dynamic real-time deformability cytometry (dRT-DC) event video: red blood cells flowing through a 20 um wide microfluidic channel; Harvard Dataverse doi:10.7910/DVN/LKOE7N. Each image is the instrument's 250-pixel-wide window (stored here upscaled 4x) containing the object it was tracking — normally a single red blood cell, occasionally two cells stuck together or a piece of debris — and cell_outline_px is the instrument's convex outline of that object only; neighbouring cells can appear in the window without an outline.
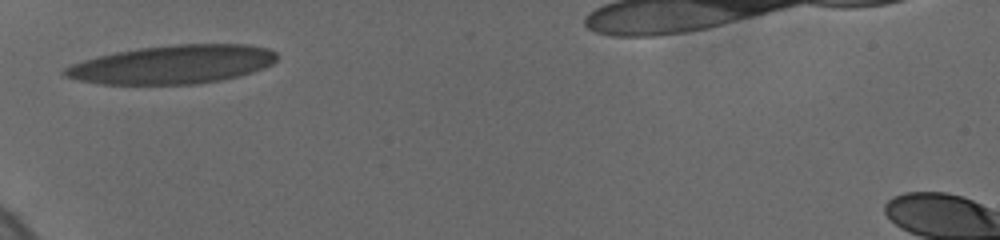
{"species": "human", "species_latin": "Homo sapiens", "temperature_condition": "cold", "stored_images_in_passage": 9, "camera_frame_rate_fps": 3000, "um_per_image_px": 0.085, "donor": {"sex": "female"}, "frame": {"image": 1, "passage_image": 1, "time_ms": 0.0, "image_size_px": [1000, 240], "cell_outline_px": [[276, 60], [272, 64], [264, 68], [240, 76], [200, 84], [100, 84], [80, 80], [64, 76], [60, 72], [64, 68], [72, 64], [96, 56], [136, 48], [176, 44], [244, 44], [268, 48], [276, 52]], "centroid_in_image_um": [14.67, 5.48], "position_along_channel_um": 70.3, "area_um2": 47.86}}
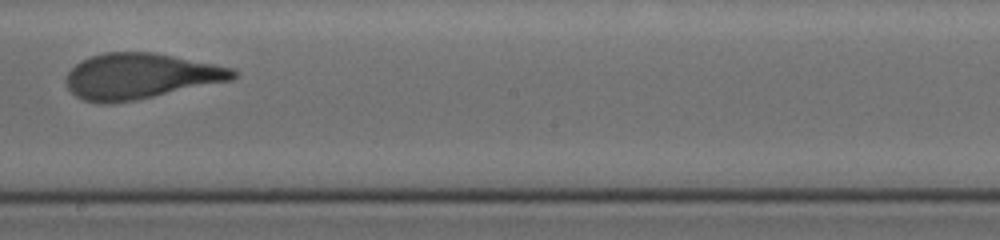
{"frame": {"image": 2, "passage_image": 5, "time_ms": 4.667, "image_size_px": [1000, 240], "cell_outline_px": [[240, 72], [232, 80], [136, 100], [112, 104], [100, 104], [84, 100], [76, 96], [68, 88], [64, 80], [68, 72], [76, 64], [92, 56], [104, 52], [156, 52], [216, 64], [232, 68]], "centroid_in_image_um": [11.94, 6.48], "position_along_channel_um": 236.3, "area_um2": 44.62}}
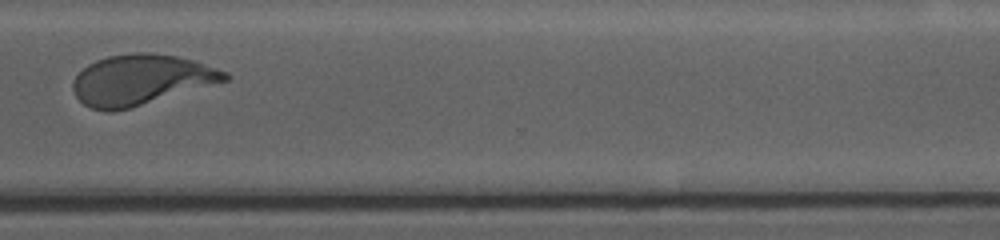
{"frame": {"image": 3, "passage_image": 8, "time_ms": 8.0, "image_size_px": [1000, 240], "cell_outline_px": [[232, 76], [228, 80], [128, 108], [112, 112], [104, 112], [92, 108], [84, 104], [76, 96], [72, 88], [72, 84], [76, 76], [88, 64], [96, 60], [108, 56], [136, 52], [148, 52], [176, 56], [192, 60], [228, 72]], "centroid_in_image_um": [11.96, 6.77], "position_along_channel_um": 358.6, "area_um2": 44.1}}